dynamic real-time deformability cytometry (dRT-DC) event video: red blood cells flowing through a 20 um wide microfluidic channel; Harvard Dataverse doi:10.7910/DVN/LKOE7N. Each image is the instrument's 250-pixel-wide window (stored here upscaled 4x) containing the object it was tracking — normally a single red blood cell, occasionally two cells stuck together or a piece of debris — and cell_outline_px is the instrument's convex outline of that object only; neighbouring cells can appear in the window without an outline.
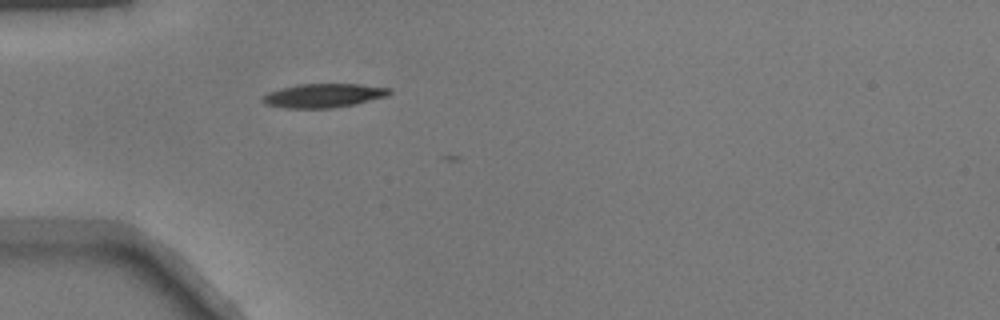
{"species": "common noctule bat (a hibernating species)", "species_latin": "Nyctalus noctula", "temperature_condition": "warm", "stored_images_in_passage": 26, "camera_frame_rate_fps": 3000, "um_per_image_px": 0.085, "animal": {"sex": "male", "body_mass_g": 17.9}, "frame": {"image": 1, "passage_image": 1, "time_ms": 0.0, "image_size_px": [1000, 320], "cell_outline_px": [[392, 92], [388, 96], [356, 104], [332, 108], [288, 108], [264, 104], [260, 100], [260, 96], [268, 92], [280, 88], [300, 84], [360, 84], [388, 88]], "centroid_in_image_um": [27.46, 8.12], "position_along_channel_um": 57.5, "area_um2": 17.8}}
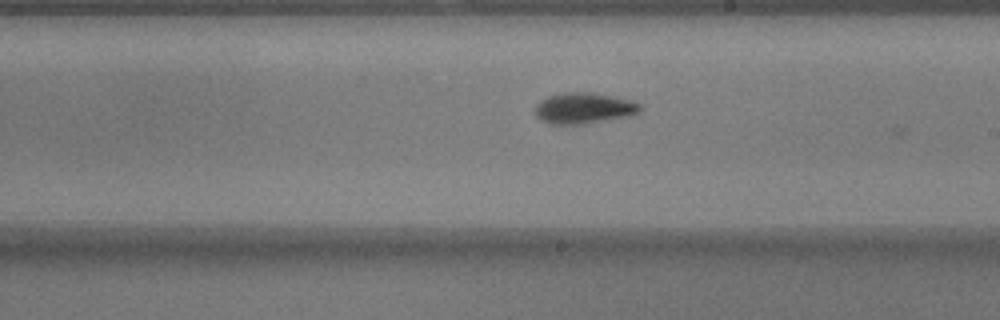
{"frame": {"image": 2, "passage_image": 15, "time_ms": 4.667, "image_size_px": [1000, 320], "cell_outline_px": [[644, 108], [640, 112], [632, 116], [584, 124], [552, 124], [536, 116], [536, 104], [540, 100], [548, 96], [560, 92], [588, 92], [612, 96], [628, 100], [640, 104]], "centroid_in_image_um": [49.66, 9.19], "position_along_channel_um": 239.3, "area_um2": 19.02}}
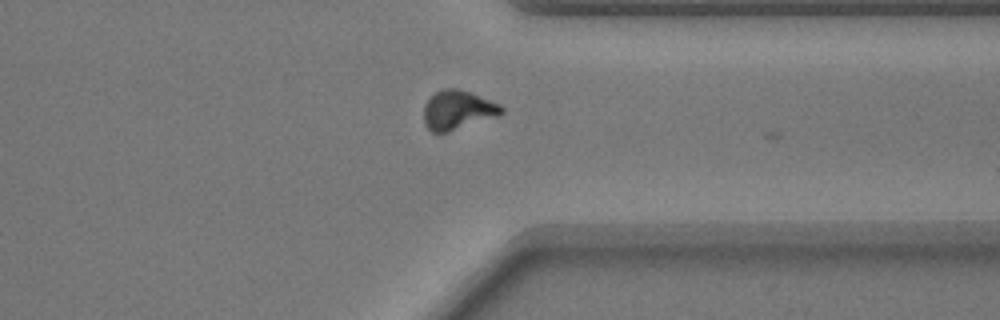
{"frame": {"image": 3, "passage_image": 25, "time_ms": 8.0, "image_size_px": [1000, 320], "cell_outline_px": [[504, 112], [496, 116], [448, 132], [432, 132], [424, 124], [424, 104], [436, 92], [444, 88], [456, 88], [472, 92], [500, 104], [504, 108]], "centroid_in_image_um": [38.91, 9.34], "position_along_channel_um": 372.5, "area_um2": 17.63}}